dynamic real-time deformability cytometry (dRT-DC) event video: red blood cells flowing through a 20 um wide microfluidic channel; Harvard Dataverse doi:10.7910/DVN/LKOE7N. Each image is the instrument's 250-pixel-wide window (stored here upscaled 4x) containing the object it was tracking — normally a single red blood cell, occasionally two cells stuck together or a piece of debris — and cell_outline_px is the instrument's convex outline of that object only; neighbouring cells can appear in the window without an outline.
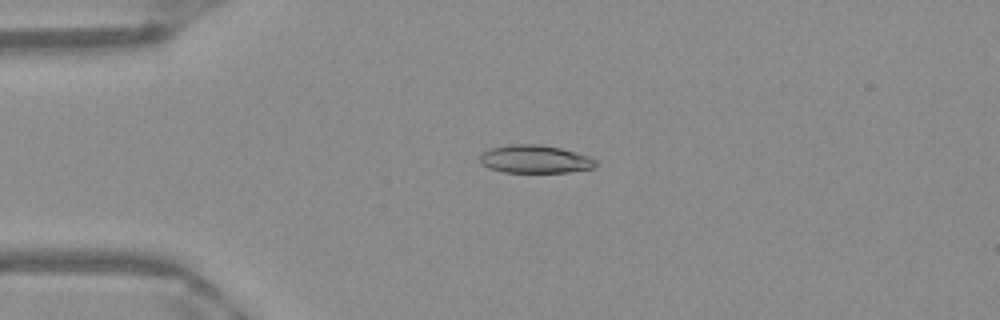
{"species": "Egyptian fruit bat (a non-hibernating species)", "species_latin": "Rousettus aegyptiacus", "temperature_condition": "warm", "stored_images_in_passage": 51, "camera_frame_rate_fps": 3000, "um_per_image_px": 0.085, "frame": {"image": 1, "passage_image": 12, "time_ms": 3.667, "image_size_px": [1000, 320], "cell_outline_px": [[596, 168], [568, 172], [504, 172], [488, 168], [480, 164], [480, 152], [492, 148], [508, 144], [540, 144], [560, 148], [576, 152], [588, 156], [596, 160]], "centroid_in_image_um": [45.45, 13.53], "position_along_channel_um": 39.5, "area_um2": 19.07}}
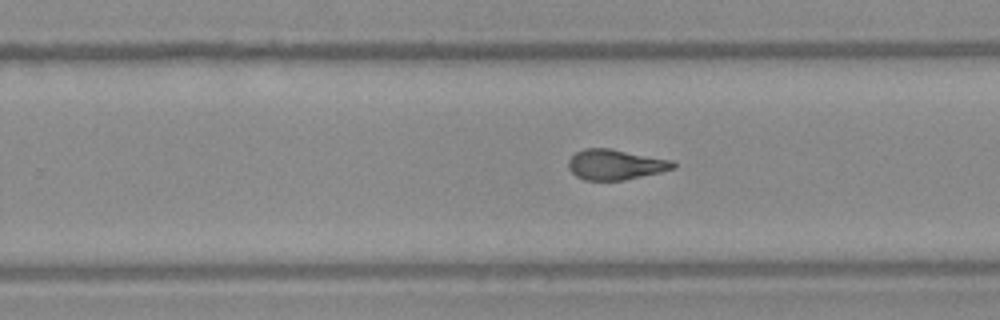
{"frame": {"image": 2, "passage_image": 32, "time_ms": 10.333, "image_size_px": [1000, 320], "cell_outline_px": [[676, 168], [660, 172], [624, 180], [584, 180], [576, 176], [568, 168], [568, 160], [576, 152], [584, 148], [612, 148], [672, 160], [676, 164]], "centroid_in_image_um": [52.31, 13.98], "position_along_channel_um": 277.5, "area_um2": 18.61}}
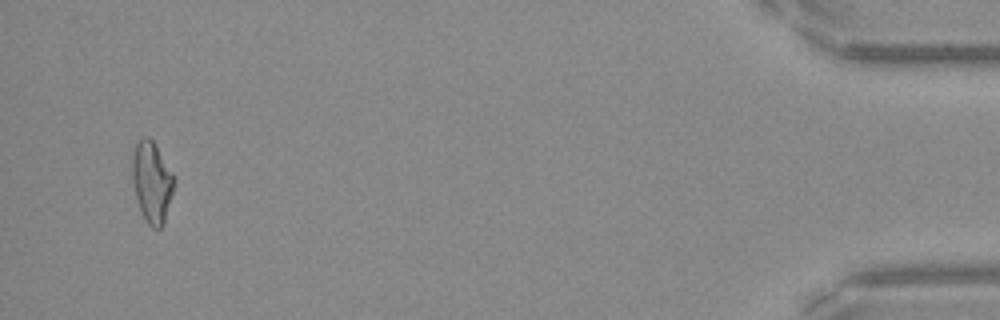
{"frame": {"image": 3, "passage_image": 49, "time_ms": 16.0, "image_size_px": [1000, 320], "cell_outline_px": [[176, 184], [164, 224], [160, 228], [152, 228], [148, 224], [140, 208], [136, 196], [132, 180], [132, 156], [136, 144], [144, 136], [148, 136], [152, 140], [172, 172], [176, 180]], "centroid_in_image_um": [12.93, 15.49], "position_along_channel_um": 422.3, "area_um2": 19.71}, "authors_computed_cell_mechanics": {"area_um2": 18.9584, "velocity_mm_per_s": 3.9895, "shape_relaxation_time_tau1_ms": 8.4402, "shape_relaxation_time_tau2_ms": 1.7931, "deformation_change_tau1": 0.2363, "deformation_change_tau2": 0.0939}}